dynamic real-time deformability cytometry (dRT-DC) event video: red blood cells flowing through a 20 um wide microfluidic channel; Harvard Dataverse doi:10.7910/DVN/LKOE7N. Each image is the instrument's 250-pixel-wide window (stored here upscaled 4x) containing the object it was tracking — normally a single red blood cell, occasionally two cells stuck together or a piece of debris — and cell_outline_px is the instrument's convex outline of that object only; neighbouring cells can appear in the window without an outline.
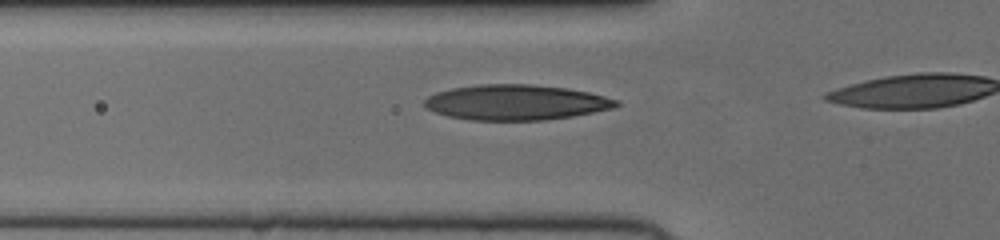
{"species": "human", "species_latin": "Homo sapiens", "temperature_condition": "cold", "stored_images_in_passage": 8, "camera_frame_rate_fps": 3000, "um_per_image_px": 0.085, "donor": {"sex": "female"}, "frame": {"image": 1, "passage_image": 6, "time_ms": 1.667, "image_size_px": [1000, 240], "cell_outline_px": [[620, 104], [612, 108], [572, 116], [544, 120], [472, 120], [448, 116], [436, 112], [428, 108], [424, 104], [424, 100], [428, 96], [436, 92], [452, 88], [480, 84], [532, 84], [568, 88], [588, 92], [620, 100]], "centroid_in_image_um": [43.86, 8.69], "position_along_channel_um": 81.9, "area_um2": 39.36}}